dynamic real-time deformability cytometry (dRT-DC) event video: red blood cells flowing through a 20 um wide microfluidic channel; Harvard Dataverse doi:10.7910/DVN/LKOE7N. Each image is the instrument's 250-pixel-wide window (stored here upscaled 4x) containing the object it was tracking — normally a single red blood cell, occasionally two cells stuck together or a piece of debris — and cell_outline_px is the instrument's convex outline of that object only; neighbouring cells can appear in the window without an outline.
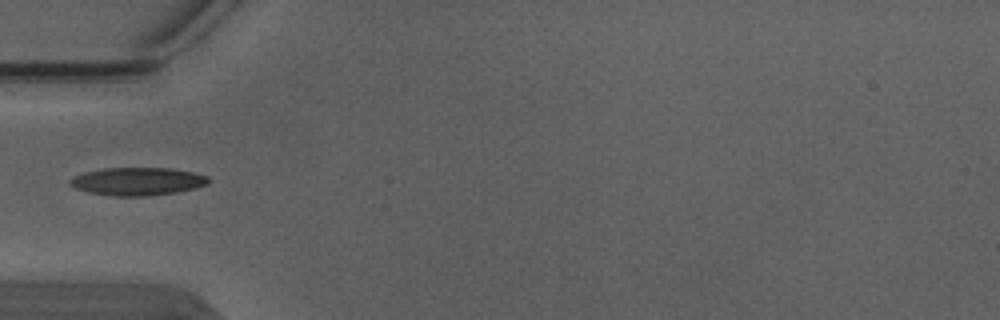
{"species": "Egyptian fruit bat (a non-hibernating species)", "species_latin": "Rousettus aegyptiacus", "temperature_condition": "warm", "stored_images_in_passage": 2, "camera_frame_rate_fps": 3000, "um_per_image_px": 0.085, "animal": {"sex": "male"}, "frame": {"image": 1, "passage_image": 1, "time_ms": 0.0, "image_size_px": [1000, 320], "cell_outline_px": [[208, 184], [176, 192], [148, 196], [112, 196], [88, 192], [76, 188], [68, 184], [68, 180], [84, 172], [104, 168], [168, 168], [196, 172], [208, 176]], "centroid_in_image_um": [11.67, 15.41], "position_along_channel_um": 73.3, "area_um2": 22.48}}
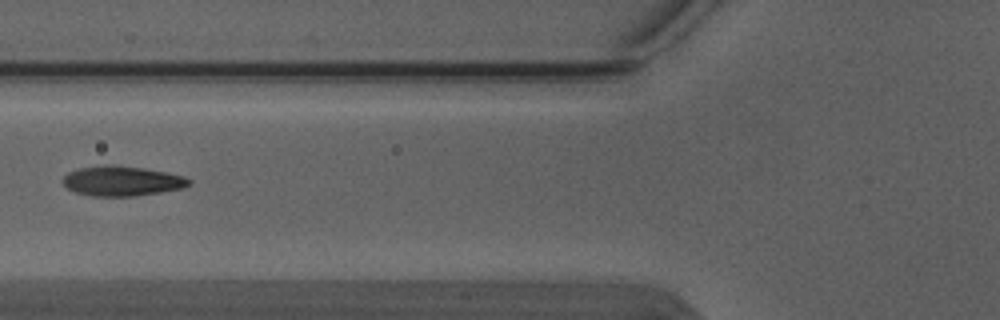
{"frame": {"image": 2, "passage_image": 2, "time_ms": 0.333, "image_size_px": [1000, 320], "cell_outline_px": [[192, 184], [184, 188], [136, 196], [92, 196], [76, 192], [68, 188], [64, 184], [64, 176], [68, 172], [80, 168], [104, 164], [108, 164], [144, 168], [184, 176], [192, 180]], "centroid_in_image_um": [10.4, 15.38], "position_along_channel_um": 115.4, "area_um2": 21.96}}